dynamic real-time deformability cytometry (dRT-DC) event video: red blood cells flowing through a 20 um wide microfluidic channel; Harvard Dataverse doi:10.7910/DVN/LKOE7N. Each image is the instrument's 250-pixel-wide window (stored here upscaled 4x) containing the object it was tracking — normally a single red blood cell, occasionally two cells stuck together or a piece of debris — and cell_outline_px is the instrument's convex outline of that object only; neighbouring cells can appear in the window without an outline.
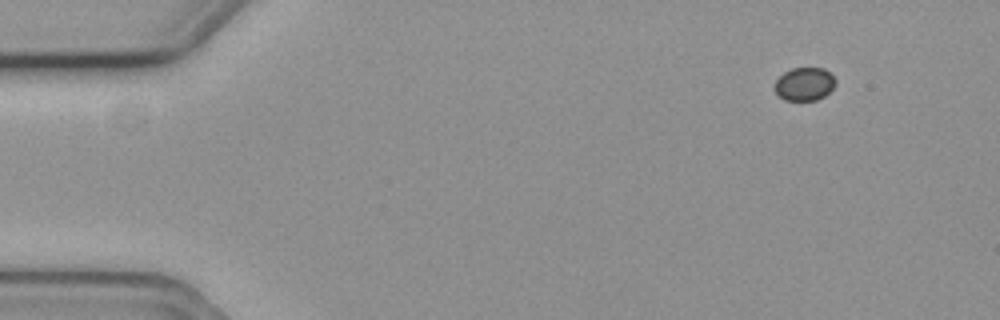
{"species": "common noctule bat (a hibernating species)", "species_latin": "Nyctalus noctula", "temperature_condition": "cold", "stored_images_in_passage": 4, "camera_frame_rate_fps": 3000, "um_per_image_px": 0.085, "animal": {"sex": "female", "body_mass_g": 19.3, "forearm_length_mm": 54.1}, "frame": {"image": 1, "passage_image": 1, "time_ms": 0.0, "image_size_px": [1000, 320], "cell_outline_px": [[836, 84], [824, 96], [816, 100], [784, 100], [772, 88], [772, 84], [784, 72], [792, 68], [824, 68], [836, 80]], "centroid_in_image_um": [68.34, 7.14], "position_along_channel_um": 16.7, "area_um2": 11.79}}
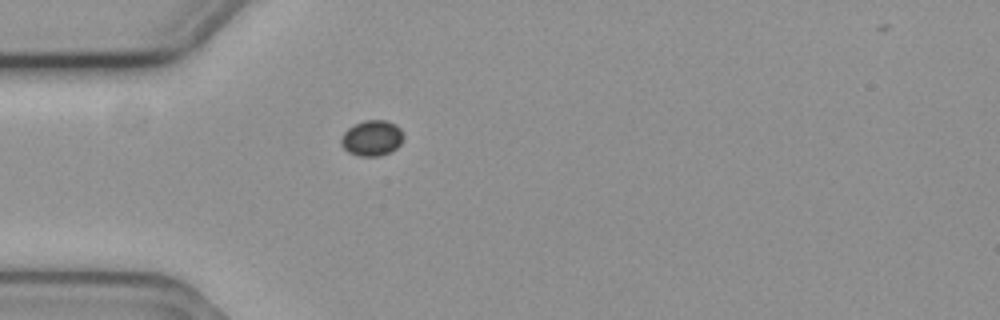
{"frame": {"image": 2, "passage_image": 4, "time_ms": 1.0, "image_size_px": [1000, 320], "cell_outline_px": [[404, 136], [400, 144], [396, 148], [380, 156], [360, 156], [348, 152], [340, 144], [340, 136], [348, 128], [364, 120], [384, 120], [396, 124], [400, 128]], "centroid_in_image_um": [31.6, 11.73], "position_along_channel_um": 53.4, "area_um2": 12.95}}